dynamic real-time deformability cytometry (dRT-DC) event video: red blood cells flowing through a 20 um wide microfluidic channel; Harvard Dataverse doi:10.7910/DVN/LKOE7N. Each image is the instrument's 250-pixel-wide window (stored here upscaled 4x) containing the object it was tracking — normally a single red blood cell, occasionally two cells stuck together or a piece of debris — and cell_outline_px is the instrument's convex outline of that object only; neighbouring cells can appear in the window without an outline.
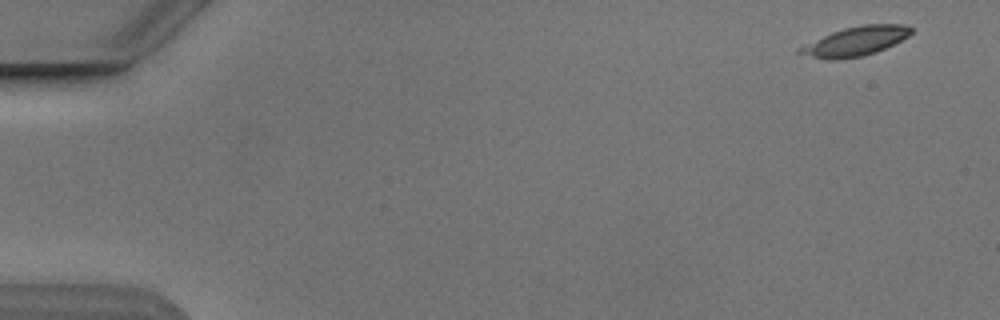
{"species": "Egyptian fruit bat (a non-hibernating species)", "species_latin": "Rousettus aegyptiacus", "temperature_condition": "cold", "stored_images_in_passage": 4, "camera_frame_rate_fps": 3000, "um_per_image_px": 0.085, "animal": {"sex": "male"}, "frame": {"image": 1, "passage_image": 1, "time_ms": 0.0, "image_size_px": [1000, 320], "cell_outline_px": [[912, 32], [908, 36], [876, 52], [860, 56], [812, 56], [796, 52], [796, 48], [832, 32], [844, 28], [864, 24], [904, 24], [912, 28]], "centroid_in_image_um": [72.78, 3.44], "position_along_channel_um": 12.2, "area_um2": 17.86}}
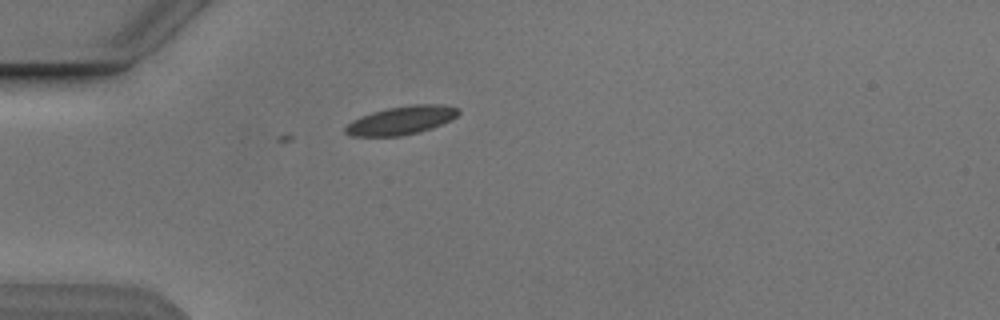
{"frame": {"image": 2, "passage_image": 4, "time_ms": 4.333, "image_size_px": [1000, 320], "cell_outline_px": [[460, 112], [452, 120], [432, 128], [420, 132], [400, 136], [352, 136], [344, 132], [344, 128], [352, 120], [360, 116], [372, 112], [388, 108], [412, 104], [444, 104], [460, 108]], "centroid_in_image_um": [34.14, 10.22], "position_along_channel_um": 50.9, "area_um2": 18.9}}